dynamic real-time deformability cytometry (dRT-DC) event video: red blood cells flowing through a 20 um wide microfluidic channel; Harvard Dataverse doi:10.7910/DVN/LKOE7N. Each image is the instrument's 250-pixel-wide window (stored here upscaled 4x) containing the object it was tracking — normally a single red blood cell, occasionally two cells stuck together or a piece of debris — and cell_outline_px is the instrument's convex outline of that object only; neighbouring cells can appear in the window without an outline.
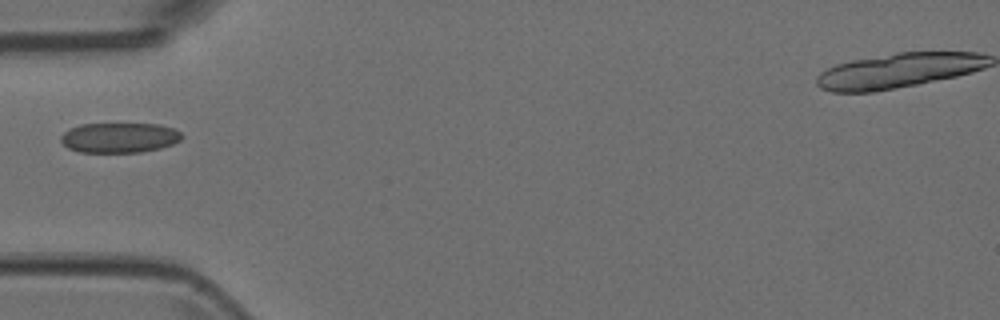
{"species": "Egyptian fruit bat (a non-hibernating species)", "species_latin": "Rousettus aegyptiacus", "temperature_condition": "room temperature", "stored_images_in_passage": 2, "camera_frame_rate_fps": 3000, "um_per_image_px": 0.085, "animal": {"sex": "female"}, "frame": {"image": 1, "passage_image": 1, "time_ms": 0.0, "image_size_px": [1000, 320], "cell_outline_px": [[184, 136], [180, 140], [172, 144], [160, 148], [140, 152], [80, 152], [68, 148], [60, 140], [60, 136], [68, 128], [80, 124], [160, 124], [172, 128], [180, 132]], "centroid_in_image_um": [10.13, 11.69], "position_along_channel_um": 74.9, "area_um2": 21.21}}
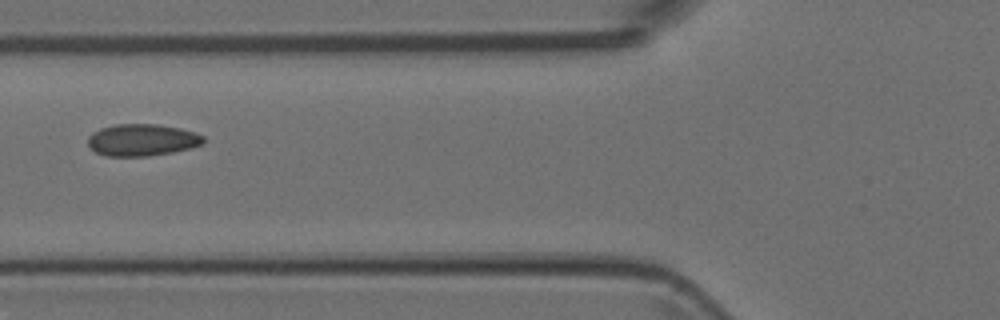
{"frame": {"image": 2, "passage_image": 2, "time_ms": 0.333, "image_size_px": [1000, 320], "cell_outline_px": [[204, 144], [172, 152], [148, 156], [104, 156], [96, 152], [88, 144], [88, 136], [92, 132], [100, 128], [116, 124], [156, 124], [180, 128], [196, 132], [204, 136]], "centroid_in_image_um": [12.07, 11.89], "position_along_channel_um": 113.7, "area_um2": 21.56}}